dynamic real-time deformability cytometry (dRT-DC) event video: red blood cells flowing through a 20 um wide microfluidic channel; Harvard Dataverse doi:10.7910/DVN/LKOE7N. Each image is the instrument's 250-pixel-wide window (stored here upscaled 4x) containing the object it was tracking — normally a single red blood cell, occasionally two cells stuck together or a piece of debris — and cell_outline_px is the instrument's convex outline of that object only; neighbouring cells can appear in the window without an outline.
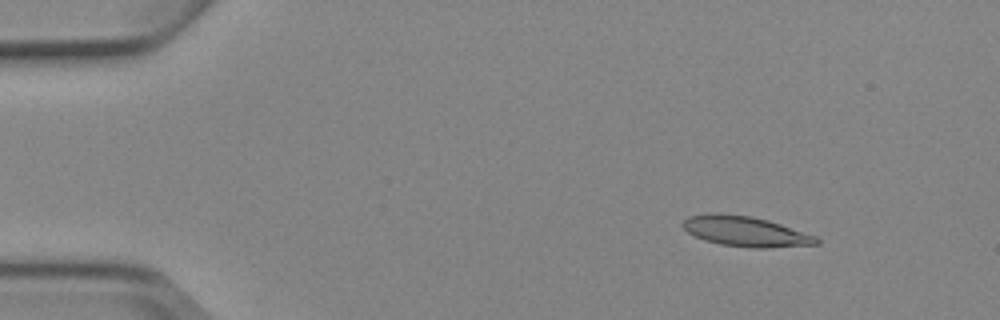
{"species": "Egyptian fruit bat (a non-hibernating species)", "species_latin": "Rousettus aegyptiacus", "temperature_condition": "cold", "stored_images_in_passage": 6, "camera_frame_rate_fps": 3000, "um_per_image_px": 0.085, "animal": {"sex": "female"}, "frame": {"image": 1, "passage_image": 2, "time_ms": 2.0, "image_size_px": [1000, 320], "cell_outline_px": [[820, 244], [768, 248], [752, 248], [720, 244], [704, 240], [688, 232], [680, 224], [688, 216], [752, 216], [768, 220], [816, 236], [820, 240]], "centroid_in_image_um": [63.46, 19.72], "position_along_channel_um": 21.5, "area_um2": 22.66}}
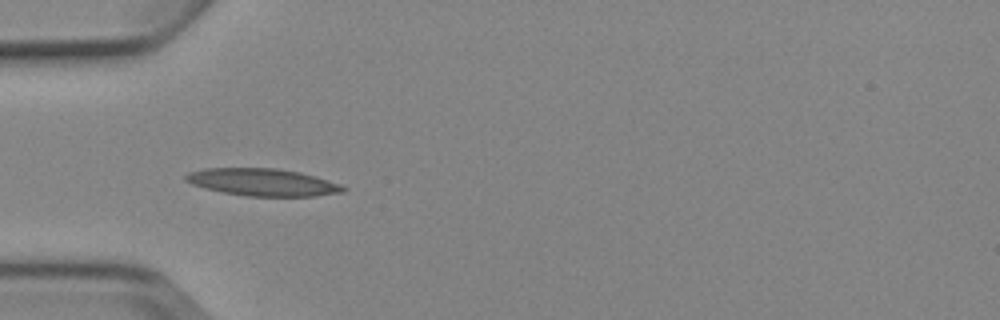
{"frame": {"image": 2, "passage_image": 5, "time_ms": 5.333, "image_size_px": [1000, 320], "cell_outline_px": [[348, 188], [344, 192], [316, 196], [248, 196], [224, 192], [204, 188], [192, 184], [184, 180], [184, 176], [188, 172], [204, 168], [276, 168], [300, 172], [340, 184]], "centroid_in_image_um": [22.31, 15.49], "position_along_channel_um": 62.7, "area_um2": 25.03}}
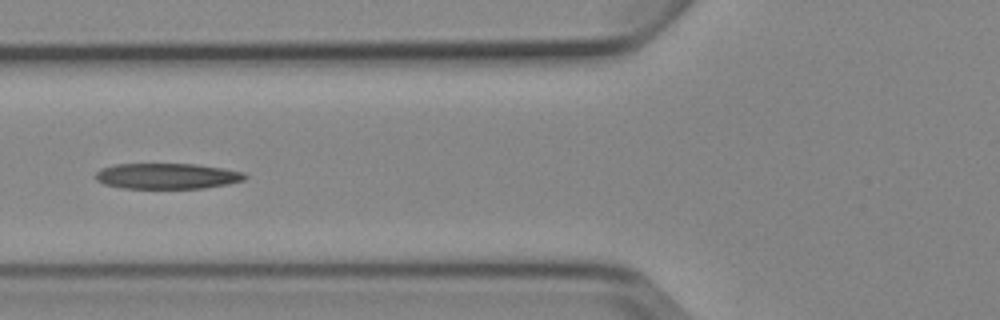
{"frame": {"image": 3, "passage_image": 6, "time_ms": 6.667, "image_size_px": [1000, 320], "cell_outline_px": [[248, 176], [244, 180], [228, 184], [204, 188], [124, 188], [104, 184], [96, 180], [96, 172], [100, 168], [112, 164], [196, 164], [224, 168], [244, 172]], "centroid_in_image_um": [14.21, 14.96], "position_along_channel_um": 111.6, "area_um2": 22.48}}